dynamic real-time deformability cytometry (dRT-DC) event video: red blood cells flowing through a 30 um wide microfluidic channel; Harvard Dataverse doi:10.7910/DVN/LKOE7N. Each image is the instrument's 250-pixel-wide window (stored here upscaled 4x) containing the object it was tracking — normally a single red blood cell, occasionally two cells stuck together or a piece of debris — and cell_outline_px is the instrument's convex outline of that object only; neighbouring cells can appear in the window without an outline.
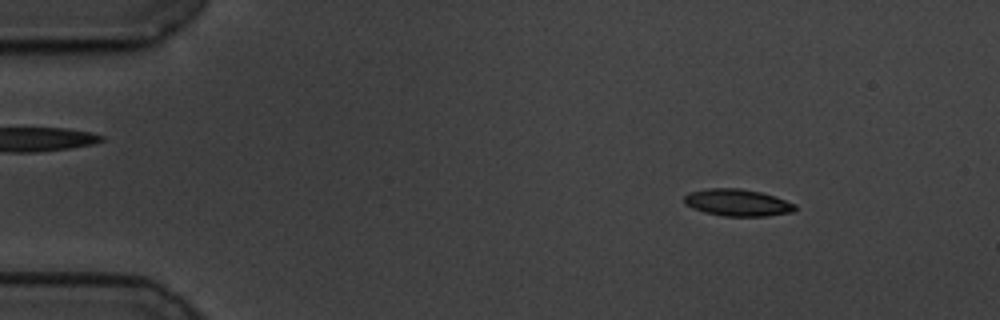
{"species": "common noctule bat (a hibernating species)", "species_latin": "Nyctalus noctula", "temperature_condition": "cold", "stored_images_in_passage": 57, "camera_frame_rate_fps": 3000, "um_per_image_px": 0.085, "animal": {"sex": "male", "body_mass_g": 19.5, "forearm_length_mm": 54.6}, "frame": {"image": 1, "passage_image": 7, "time_ms": 2.0, "image_size_px": [1000, 320], "cell_outline_px": [[796, 208], [792, 212], [768, 216], [724, 216], [704, 212], [692, 208], [684, 204], [684, 196], [688, 192], [708, 188], [740, 188], [760, 192], [776, 196], [796, 204]], "centroid_in_image_um": [62.67, 17.22], "position_along_channel_um": 22.3, "area_um2": 17.57}}
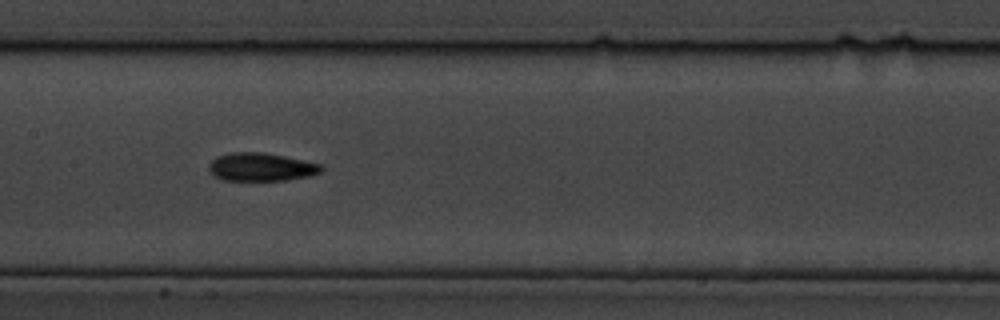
{"frame": {"image": 2, "passage_image": 28, "time_ms": 9.0, "image_size_px": [1000, 320], "cell_outline_px": [[324, 168], [320, 172], [312, 176], [288, 180], [224, 180], [208, 172], [208, 164], [216, 156], [232, 152], [264, 152], [324, 164]], "centroid_in_image_um": [22.22, 14.19], "position_along_channel_um": 185.2, "area_um2": 18.73}}
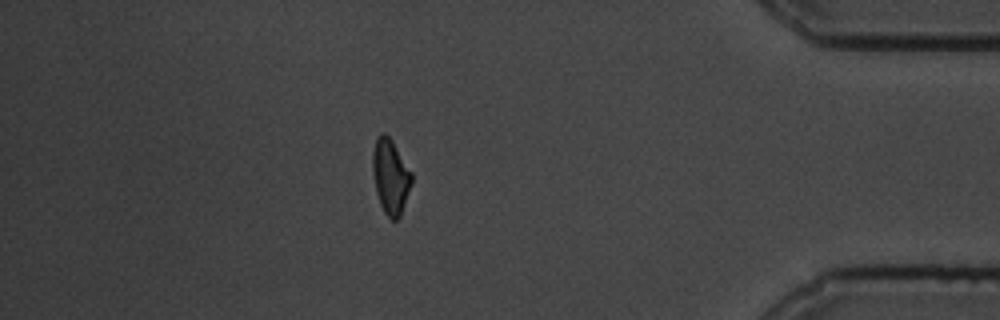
{"frame": {"image": 3, "passage_image": 50, "time_ms": 16.333, "image_size_px": [1000, 320], "cell_outline_px": [[412, 184], [400, 216], [396, 220], [392, 220], [384, 212], [380, 204], [376, 192], [372, 172], [372, 152], [376, 136], [380, 132], [384, 132], [392, 140], [412, 172]], "centroid_in_image_um": [33.18, 14.97], "position_along_channel_um": 402.0, "area_um2": 17.22}, "authors_computed_cell_mechanics": {"area_um2": 17.5712, "velocity_mm_per_s": 3.476, "shape_relaxation_time_tau1_ms": 6.8166, "shape_relaxation_time_tau2_ms": 4.1767, "deformation_change_tau1": 0.1734, "deformation_change_tau2": 0.1077}}